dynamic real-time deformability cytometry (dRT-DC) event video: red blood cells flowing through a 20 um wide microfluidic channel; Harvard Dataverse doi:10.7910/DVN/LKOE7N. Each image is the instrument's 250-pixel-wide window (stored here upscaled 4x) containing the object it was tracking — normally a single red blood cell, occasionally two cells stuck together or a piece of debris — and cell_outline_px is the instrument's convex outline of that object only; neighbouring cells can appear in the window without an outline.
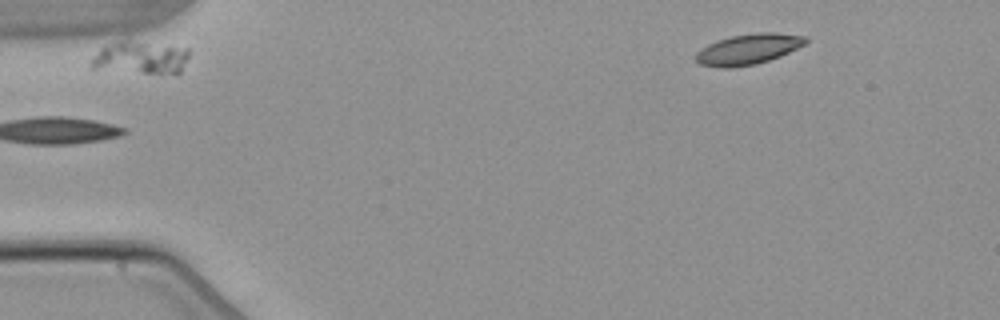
{"species": "common noctule bat (a hibernating species)", "species_latin": "Nyctalus noctula", "temperature_condition": "warm", "stored_images_in_passage": 2, "camera_frame_rate_fps": 3000, "um_per_image_px": 0.085, "animal": {"sex": "male", "body_mass_g": 21.5, "forearm_length_mm": 52.0}, "frame": {"image": 1, "passage_image": 2, "time_ms": 1.333, "image_size_px": [1000, 320], "cell_outline_px": [[188, 56], [180, 72], [176, 76], [160, 76], [92, 72], [88, 68], [88, 64], [92, 56], [100, 48], [128, 36], [188, 48]], "centroid_in_image_um": [11.83, 4.94], "position_along_channel_um": 73.2, "area_um2": 21.56}}